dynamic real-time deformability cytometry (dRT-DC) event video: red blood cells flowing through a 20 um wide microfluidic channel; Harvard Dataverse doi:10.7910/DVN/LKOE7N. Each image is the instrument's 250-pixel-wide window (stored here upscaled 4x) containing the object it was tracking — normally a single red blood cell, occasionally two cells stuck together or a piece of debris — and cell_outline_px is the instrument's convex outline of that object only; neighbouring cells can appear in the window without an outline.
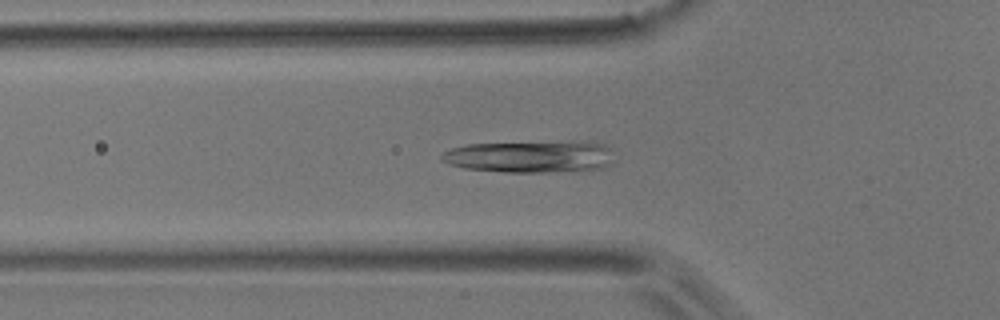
{"species": "common noctule bat (a hibernating species)", "species_latin": "Nyctalus noctula", "temperature_condition": "room temperature", "stored_images_in_passage": 27, "camera_frame_rate_fps": 3000, "um_per_image_px": 0.085, "animal": {"sex": "male", "body_mass_g": 17.9}, "frame": {"image": 1, "passage_image": 13, "time_ms": 4.0, "image_size_px": [1000, 320], "cell_outline_px": [[616, 164], [604, 168], [588, 172], [504, 172], [464, 168], [448, 164], [440, 160], [440, 156], [444, 152], [452, 148], [468, 144], [572, 140], [584, 140], [604, 144], [608, 148]], "centroid_in_image_um": [45.2, 13.31], "position_along_channel_um": 80.6, "area_um2": 33.52}}
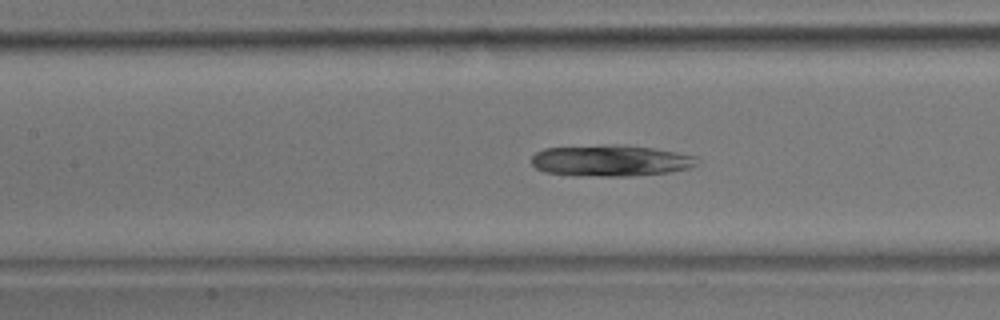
{"frame": {"image": 2, "passage_image": 19, "time_ms": 6.0, "image_size_px": [1000, 320], "cell_outline_px": [[700, 164], [688, 168], [668, 172], [636, 176], [576, 176], [544, 172], [536, 168], [532, 164], [532, 156], [536, 152], [544, 148], [604, 144], [624, 144], [652, 148], [700, 156]], "centroid_in_image_um": [51.93, 13.65], "position_along_channel_um": 155.5, "area_um2": 30.87}}
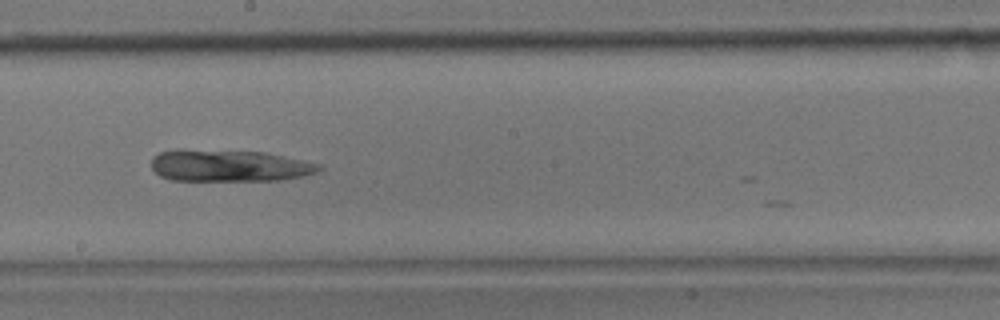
{"frame": {"image": 3, "passage_image": 25, "time_ms": 8.0, "image_size_px": [1000, 320], "cell_outline_px": [[324, 168], [316, 172], [304, 176], [280, 180], [172, 180], [160, 176], [152, 168], [152, 156], [160, 152], [176, 148], [180, 148], [264, 152], [320, 164]], "centroid_in_image_um": [19.44, 14.06], "position_along_channel_um": 228.8, "area_um2": 31.33}}